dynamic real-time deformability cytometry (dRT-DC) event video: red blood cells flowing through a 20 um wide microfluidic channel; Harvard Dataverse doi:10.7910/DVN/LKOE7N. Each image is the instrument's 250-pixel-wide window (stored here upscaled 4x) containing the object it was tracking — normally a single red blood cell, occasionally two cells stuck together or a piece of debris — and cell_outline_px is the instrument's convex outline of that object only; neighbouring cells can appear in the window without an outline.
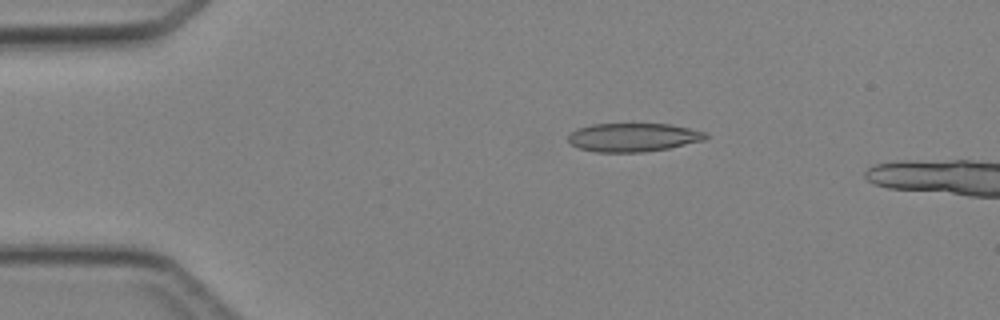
{"species": "Egyptian fruit bat (a non-hibernating species)", "species_latin": "Rousettus aegyptiacus", "temperature_condition": "cold", "stored_images_in_passage": 3, "camera_frame_rate_fps": 3000, "um_per_image_px": 0.085, "animal": {"sex": "female"}, "frame": {"image": 1, "passage_image": 2, "time_ms": 1.333, "image_size_px": [1000, 320], "cell_outline_px": [[708, 136], [704, 140], [668, 148], [644, 152], [596, 152], [580, 148], [572, 144], [568, 140], [568, 136], [576, 128], [592, 124], [668, 124], [708, 132]], "centroid_in_image_um": [53.82, 11.67], "position_along_channel_um": 31.2, "area_um2": 22.77}}